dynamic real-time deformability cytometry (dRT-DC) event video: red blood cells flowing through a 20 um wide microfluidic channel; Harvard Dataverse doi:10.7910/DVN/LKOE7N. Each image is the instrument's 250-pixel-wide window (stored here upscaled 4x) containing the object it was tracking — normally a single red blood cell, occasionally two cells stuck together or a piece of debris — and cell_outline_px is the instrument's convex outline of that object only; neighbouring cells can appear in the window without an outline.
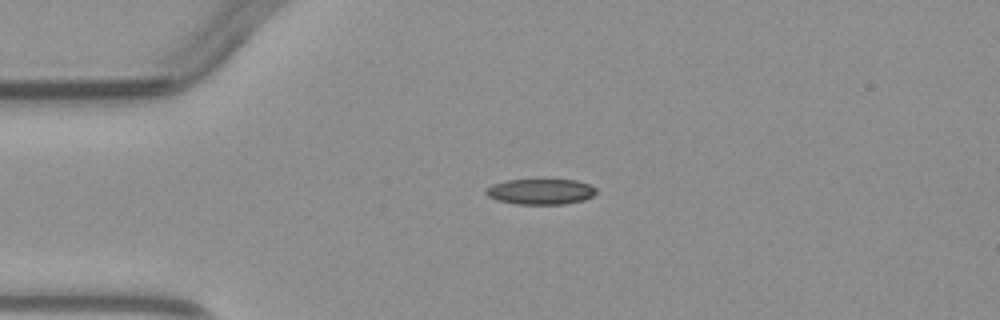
{"species": "common noctule bat (a hibernating species)", "species_latin": "Nyctalus noctula", "temperature_condition": "warm", "stored_images_in_passage": 1, "camera_frame_rate_fps": 3000, "um_per_image_px": 0.085, "animal": {"sex": "male", "body_mass_g": 23.1, "forearm_length_mm": 52.7}, "frame": {"image": 1, "passage_image": 1, "time_ms": 0.0, "image_size_px": [1000, 320], "cell_outline_px": [[596, 192], [592, 196], [584, 200], [564, 204], [516, 204], [496, 200], [488, 196], [484, 192], [492, 184], [508, 180], [576, 180], [588, 184], [596, 188]], "centroid_in_image_um": [45.94, 16.29], "position_along_channel_um": 39.1, "area_um2": 16.36}}